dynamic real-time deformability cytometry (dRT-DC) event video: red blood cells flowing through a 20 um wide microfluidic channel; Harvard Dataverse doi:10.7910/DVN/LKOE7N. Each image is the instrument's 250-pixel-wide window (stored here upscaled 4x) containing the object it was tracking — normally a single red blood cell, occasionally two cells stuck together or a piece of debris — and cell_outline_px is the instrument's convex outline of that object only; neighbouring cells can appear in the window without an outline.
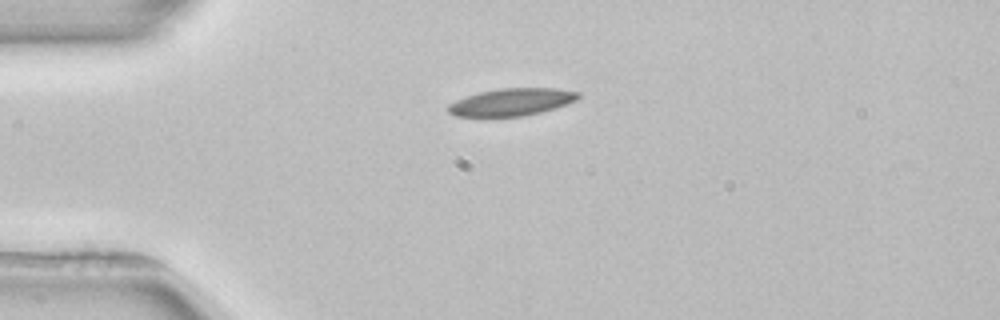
{"species": "common noctule bat (a hibernating species)", "species_latin": "Nyctalus noctula", "temperature_condition": "room temperature", "stored_images_in_passage": 1, "camera_frame_rate_fps": 3000, "um_per_image_px": 0.085, "animal": {"sex": "female", "body_mass_g": 22.7, "forearm_length_mm": 54.2}, "frame": {"image": 1, "passage_image": 1, "time_ms": 0.0, "image_size_px": [1000, 320], "cell_outline_px": [[580, 96], [576, 100], [568, 104], [556, 108], [524, 116], [456, 116], [448, 112], [444, 108], [448, 104], [456, 100], [480, 92], [500, 88], [556, 88], [580, 92]], "centroid_in_image_um": [43.5, 8.67], "position_along_channel_um": 41.5, "area_um2": 20.75}}